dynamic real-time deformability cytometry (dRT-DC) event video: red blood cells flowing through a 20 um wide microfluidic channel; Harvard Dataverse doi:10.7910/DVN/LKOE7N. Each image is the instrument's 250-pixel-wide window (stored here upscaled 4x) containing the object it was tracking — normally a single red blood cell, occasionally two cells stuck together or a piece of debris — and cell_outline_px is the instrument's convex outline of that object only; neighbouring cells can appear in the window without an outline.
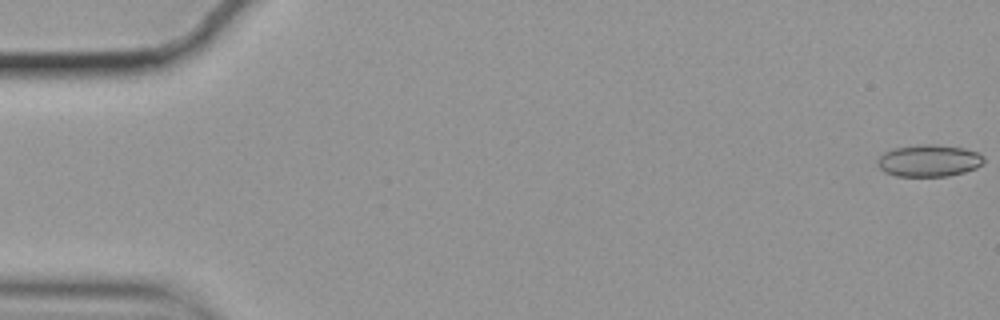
{"species": "common noctule bat (a hibernating species)", "species_latin": "Nyctalus noctula", "temperature_condition": "cold", "stored_images_in_passage": 57, "camera_frame_rate_fps": 3000, "um_per_image_px": 0.085, "animal": {"sex": "female", "body_mass_g": 19.9}, "frame": {"image": 1, "passage_image": 1, "time_ms": 0.0, "image_size_px": [1000, 320], "cell_outline_px": [[984, 164], [976, 168], [964, 172], [948, 176], [896, 176], [884, 172], [876, 164], [880, 156], [884, 152], [892, 148], [920, 144], [936, 144], [964, 148], [976, 152], [984, 156]], "centroid_in_image_um": [78.96, 13.65], "position_along_channel_um": 6.0, "area_um2": 20.0}}
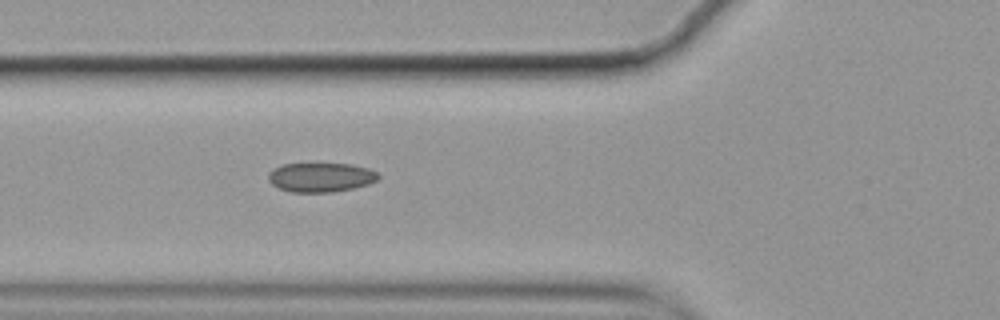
{"frame": {"image": 2, "passage_image": 21, "time_ms": 6.667, "image_size_px": [1000, 320], "cell_outline_px": [[380, 176], [376, 180], [368, 184], [352, 188], [332, 192], [292, 192], [280, 188], [272, 184], [268, 180], [268, 172], [284, 164], [352, 164], [368, 168], [376, 172]], "centroid_in_image_um": [27.26, 15.07], "position_along_channel_um": 98.5, "area_um2": 18.55}}
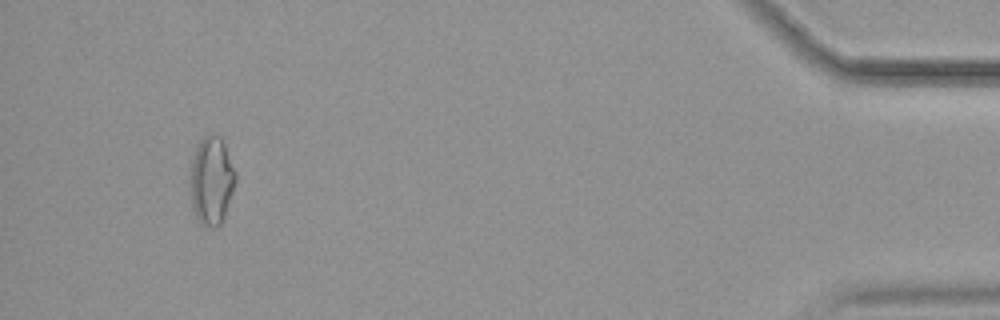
{"frame": {"image": 3, "passage_image": 54, "time_ms": 17.667, "image_size_px": [1000, 320], "cell_outline_px": [[236, 180], [224, 216], [220, 224], [216, 228], [212, 228], [200, 224], [192, 208], [188, 184], [192, 156], [196, 144], [208, 132], [212, 132], [220, 136], [224, 144], [236, 172]], "centroid_in_image_um": [17.93, 15.32], "position_along_channel_um": 417.3, "area_um2": 23.87}, "authors_computed_cell_mechanics": {"area_um2": 18.9584, "velocity_mm_per_s": 3.5329, "shape_relaxation_time_tau1_ms": null, "shape_relaxation_time_tau2_ms": 1.9986, "deformation_change_tau1": null, "deformation_change_tau2": 0.0746}}